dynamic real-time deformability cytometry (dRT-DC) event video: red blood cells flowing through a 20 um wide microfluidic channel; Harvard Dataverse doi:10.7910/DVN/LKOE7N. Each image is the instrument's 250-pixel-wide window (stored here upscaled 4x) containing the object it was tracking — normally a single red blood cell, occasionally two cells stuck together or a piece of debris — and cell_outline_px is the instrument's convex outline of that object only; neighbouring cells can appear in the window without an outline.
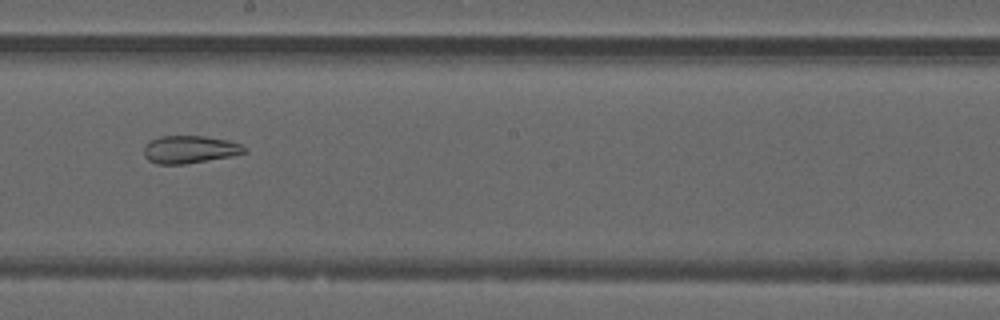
{"species": "common noctule bat (a hibernating species)", "species_latin": "Nyctalus noctula", "temperature_condition": "warm", "stored_images_in_passage": 48, "segment_of_instrument_passage": [2, 2], "camera_frame_rate_fps": 3000, "um_per_image_px": 0.085, "animal": {"sex": "male", "forearm_length_mm": 52.5}, "frame": {"image": 1, "passage_image": 26, "time_ms": 8.333, "image_size_px": [1000, 320], "cell_outline_px": [[248, 152], [228, 156], [184, 164], [156, 164], [148, 160], [144, 156], [144, 148], [152, 140], [160, 136], [204, 136], [228, 140], [240, 144], [248, 148]], "centroid_in_image_um": [16.14, 12.7], "position_along_channel_um": 232.1, "area_um2": 16.01}}
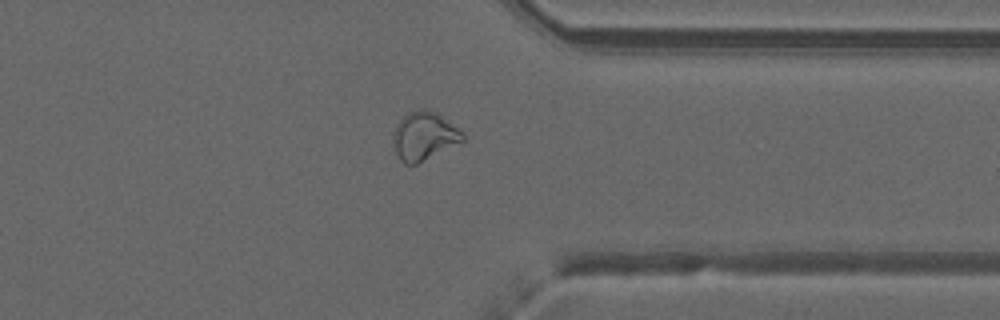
{"frame": {"image": 2, "passage_image": 37, "time_ms": 12.0, "image_size_px": [1000, 320], "cell_outline_px": [[464, 140], [416, 164], [404, 164], [400, 160], [396, 152], [392, 140], [392, 132], [396, 124], [408, 112], [420, 108], [432, 108], [456, 128], [464, 136]], "centroid_in_image_um": [35.99, 11.53], "position_along_channel_um": 375.4, "area_um2": 19.42}}